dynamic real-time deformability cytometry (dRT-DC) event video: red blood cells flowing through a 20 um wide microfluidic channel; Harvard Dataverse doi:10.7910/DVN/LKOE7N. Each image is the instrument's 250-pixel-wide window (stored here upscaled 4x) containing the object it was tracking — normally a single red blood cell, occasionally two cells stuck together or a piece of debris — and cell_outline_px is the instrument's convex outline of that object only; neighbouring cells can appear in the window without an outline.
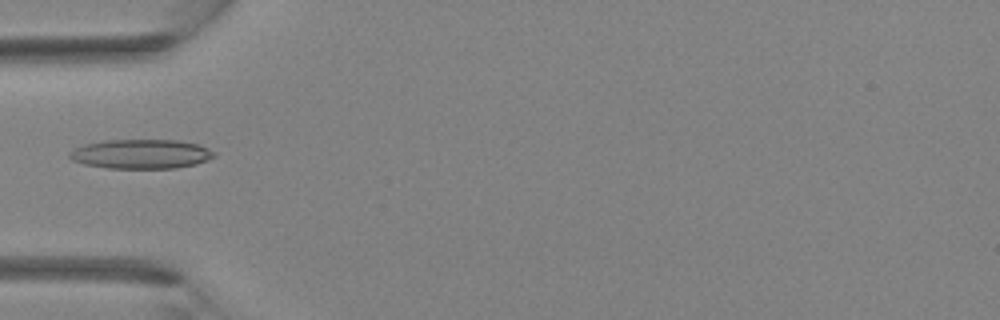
{"species": "Egyptian fruit bat (a non-hibernating species)", "species_latin": "Rousettus aegyptiacus", "temperature_condition": "room temperature", "stored_images_in_passage": 4, "camera_frame_rate_fps": 3000, "um_per_image_px": 0.085, "animal": {"sex": "female"}, "frame": {"image": 1, "passage_image": 4, "time_ms": 3.333, "image_size_px": [1000, 320], "cell_outline_px": [[216, 156], [208, 160], [196, 164], [176, 168], [108, 168], [84, 164], [72, 160], [68, 156], [68, 152], [84, 144], [104, 140], [176, 140], [200, 144], [216, 152]], "centroid_in_image_um": [12.01, 13.09], "position_along_channel_um": 73.0, "area_um2": 24.91}}